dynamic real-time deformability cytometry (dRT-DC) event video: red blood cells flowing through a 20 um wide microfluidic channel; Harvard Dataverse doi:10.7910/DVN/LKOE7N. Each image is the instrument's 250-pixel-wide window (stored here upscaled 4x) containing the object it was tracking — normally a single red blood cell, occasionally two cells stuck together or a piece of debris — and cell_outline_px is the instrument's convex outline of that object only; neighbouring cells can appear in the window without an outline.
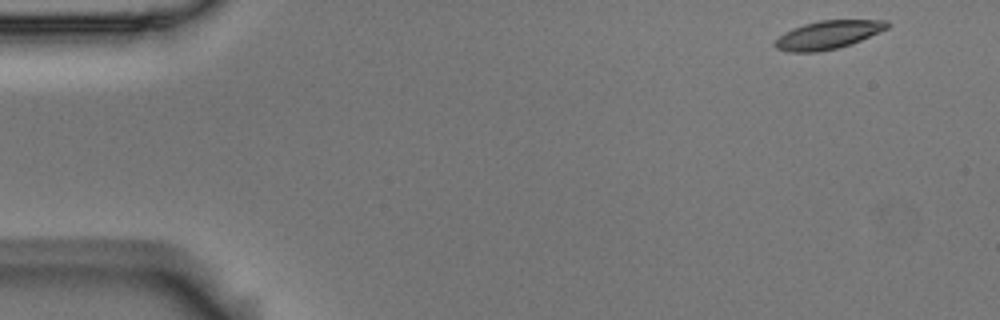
{"species": "Egyptian fruit bat (a non-hibernating species)", "species_latin": "Rousettus aegyptiacus", "temperature_condition": "room temperature", "stored_images_in_passage": 13, "camera_frame_rate_fps": 3000, "um_per_image_px": 0.085, "animal": {"sex": "male"}, "frame": {"image": 1, "passage_image": 1, "time_ms": 0.0, "image_size_px": [1000, 320], "cell_outline_px": [[888, 28], [852, 44], [820, 52], [788, 52], [776, 48], [772, 44], [784, 32], [792, 28], [804, 24], [820, 20], [888, 20]], "centroid_in_image_um": [70.35, 2.96], "position_along_channel_um": 14.6, "area_um2": 18.5}}